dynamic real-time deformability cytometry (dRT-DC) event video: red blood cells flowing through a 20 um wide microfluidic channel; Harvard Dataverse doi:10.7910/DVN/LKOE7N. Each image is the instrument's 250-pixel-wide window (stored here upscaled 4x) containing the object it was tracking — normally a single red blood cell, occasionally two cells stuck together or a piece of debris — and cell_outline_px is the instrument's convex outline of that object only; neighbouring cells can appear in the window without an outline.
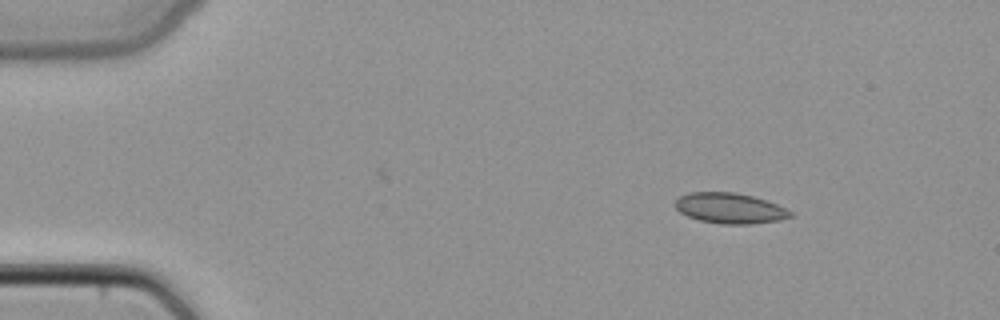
{"species": "common noctule bat (a hibernating species)", "species_latin": "Nyctalus noctula", "temperature_condition": "cold", "stored_images_in_passage": 34, "camera_frame_rate_fps": 3000, "um_per_image_px": 0.085, "animal": {"sex": "female", "body_mass_g": 22.7, "forearm_length_mm": 54.2}, "frame": {"image": 1, "passage_image": 1, "time_ms": 0.0, "image_size_px": [1000, 320], "cell_outline_px": [[792, 216], [780, 220], [752, 224], [720, 224], [700, 220], [688, 216], [680, 212], [676, 208], [676, 200], [680, 196], [688, 192], [736, 192], [752, 196], [776, 204], [792, 212]], "centroid_in_image_um": [62.03, 17.7], "position_along_channel_um": 23.0, "area_um2": 20.35}}
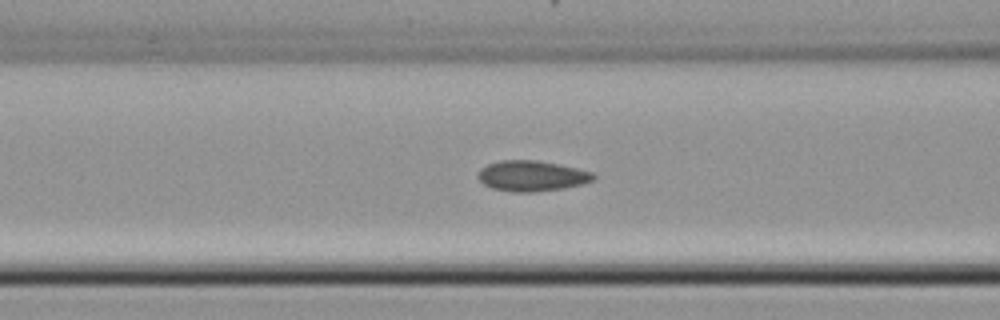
{"frame": {"image": 2, "passage_image": 14, "time_ms": 4.333, "image_size_px": [1000, 320], "cell_outline_px": [[596, 180], [584, 184], [564, 188], [532, 192], [512, 192], [492, 188], [484, 184], [476, 176], [480, 168], [488, 164], [500, 160], [536, 160], [560, 164], [592, 172], [596, 176]], "centroid_in_image_um": [45.21, 14.95], "position_along_channel_um": 121.4, "area_um2": 20.75}}
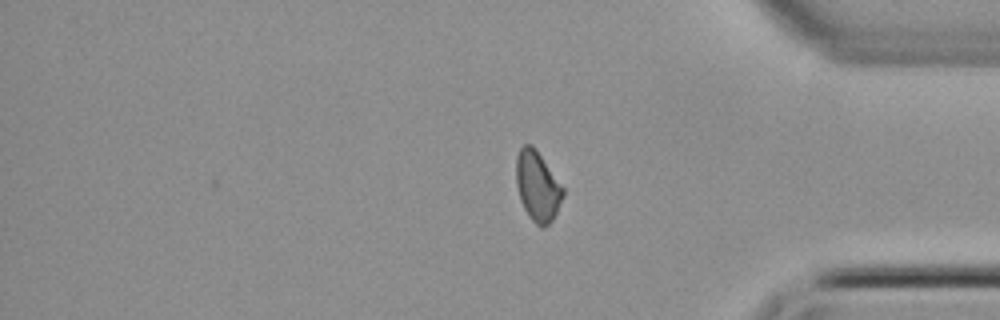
{"frame": {"image": 3, "passage_image": 34, "time_ms": 11.0, "image_size_px": [1000, 320], "cell_outline_px": [[564, 196], [552, 220], [544, 228], [540, 228], [528, 216], [520, 200], [516, 184], [516, 156], [520, 148], [524, 144], [532, 144], [536, 148], [564, 188]], "centroid_in_image_um": [45.68, 15.82], "position_along_channel_um": 389.5, "area_um2": 19.25}}